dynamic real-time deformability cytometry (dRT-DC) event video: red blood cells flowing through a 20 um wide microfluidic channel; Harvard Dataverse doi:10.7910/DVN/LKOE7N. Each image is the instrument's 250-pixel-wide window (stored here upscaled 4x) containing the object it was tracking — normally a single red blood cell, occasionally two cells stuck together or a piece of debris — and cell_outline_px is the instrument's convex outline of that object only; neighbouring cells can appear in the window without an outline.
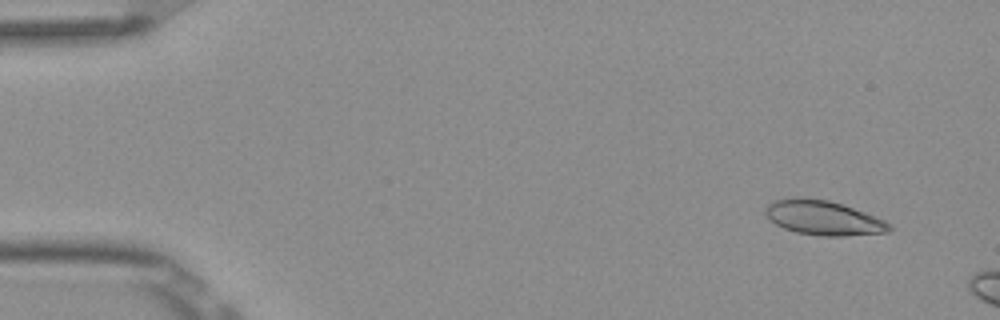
{"species": "Egyptian fruit bat (a non-hibernating species)", "species_latin": "Rousettus aegyptiacus", "temperature_condition": "room temperature", "stored_images_in_passage": 3, "camera_frame_rate_fps": 3000, "um_per_image_px": 0.085, "frame": {"image": 1, "passage_image": 1, "time_ms": 0.0, "image_size_px": [1000, 320], "cell_outline_px": [[892, 228], [888, 232], [844, 236], [820, 236], [796, 232], [784, 228], [776, 224], [764, 212], [764, 208], [768, 204], [776, 200], [804, 196], [828, 200], [864, 212], [884, 220], [892, 224]], "centroid_in_image_um": [69.98, 18.52], "position_along_channel_um": 15.0, "area_um2": 24.8}}